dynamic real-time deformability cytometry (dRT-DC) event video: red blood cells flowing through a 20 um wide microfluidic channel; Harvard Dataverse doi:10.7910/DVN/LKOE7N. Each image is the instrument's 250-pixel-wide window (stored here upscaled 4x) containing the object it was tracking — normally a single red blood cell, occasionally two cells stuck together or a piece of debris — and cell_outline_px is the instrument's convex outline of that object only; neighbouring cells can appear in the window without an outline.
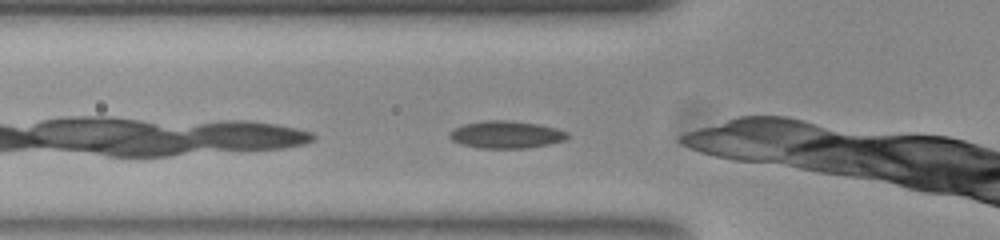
{"species": "common noctule bat (a hibernating species)", "species_latin": "Nyctalus noctula", "temperature_condition": "room temperature", "stored_images_in_passage": 9, "camera_frame_rate_fps": 3000, "um_per_image_px": 0.085, "animal": {"sex": "female", "body_mass_g": 23.0, "forearm_length_mm": 53.4}, "frame": {"image": 1, "passage_image": 2, "time_ms": 0.333, "image_size_px": [1000, 240], "cell_outline_px": [[568, 136], [564, 140], [548, 144], [528, 148], [480, 148], [464, 144], [452, 140], [448, 136], [456, 128], [464, 124], [484, 120], [508, 120], [536, 124], [556, 128], [568, 132]], "centroid_in_image_um": [43.04, 11.44], "position_along_channel_um": 82.8, "area_um2": 18.5}}